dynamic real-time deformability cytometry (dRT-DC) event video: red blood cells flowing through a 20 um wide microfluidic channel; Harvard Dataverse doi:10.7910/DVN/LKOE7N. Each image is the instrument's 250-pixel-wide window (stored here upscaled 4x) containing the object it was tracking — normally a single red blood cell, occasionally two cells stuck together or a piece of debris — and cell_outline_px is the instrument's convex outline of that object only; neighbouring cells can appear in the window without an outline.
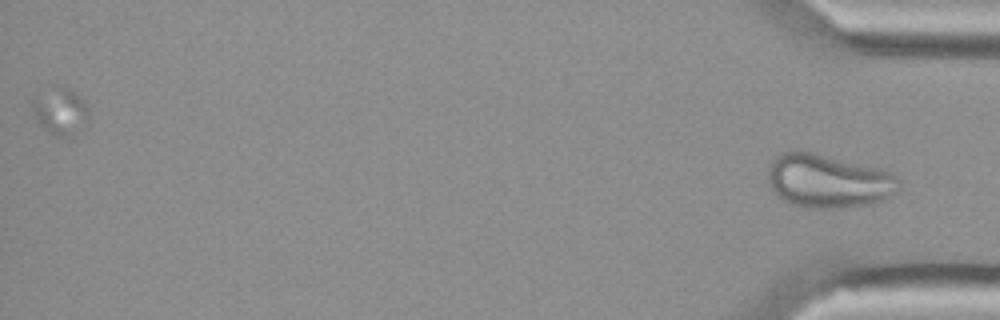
{"species": "Egyptian fruit bat (a non-hibernating species)", "species_latin": "Rousettus aegyptiacus", "temperature_condition": "cold", "stored_images_in_passage": 38, "segment_of_instrument_passage": [2, 2], "camera_frame_rate_fps": 3000, "um_per_image_px": 0.085, "animal": {"sex": "female"}, "frame": {"image": 1, "passage_image": 38, "time_ms": 12.333, "image_size_px": [1000, 320], "cell_outline_px": [[900, 188], [896, 192], [880, 200], [868, 204], [840, 208], [808, 208], [788, 204], [772, 188], [768, 180], [768, 168], [776, 156], [784, 152], [796, 148], [884, 168], [892, 172], [900, 180]], "centroid_in_image_um": [70.42, 15.35], "position_along_channel_um": 364.8, "area_um2": 41.44}}